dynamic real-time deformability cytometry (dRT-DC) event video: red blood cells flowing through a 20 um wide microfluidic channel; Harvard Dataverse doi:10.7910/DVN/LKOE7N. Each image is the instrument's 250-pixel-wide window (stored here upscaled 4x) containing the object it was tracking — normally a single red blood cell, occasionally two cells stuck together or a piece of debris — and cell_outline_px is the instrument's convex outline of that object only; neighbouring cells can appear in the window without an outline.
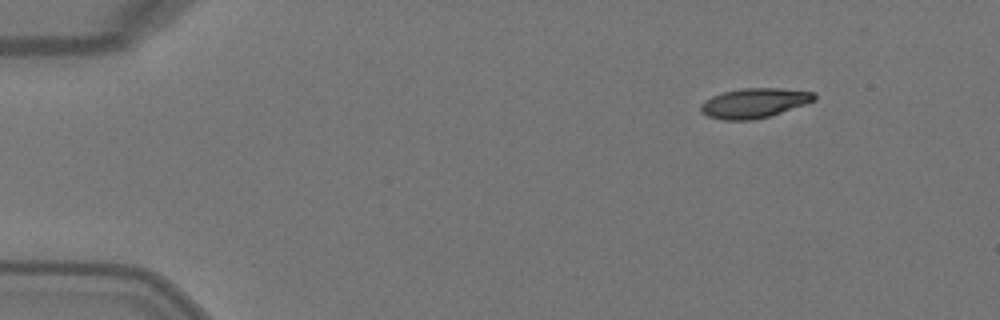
{"species": "Egyptian fruit bat (a non-hibernating species)", "species_latin": "Rousettus aegyptiacus", "temperature_condition": "warm", "stored_images_in_passage": 3, "camera_frame_rate_fps": 3000, "um_per_image_px": 0.085, "animal": {"sex": "female"}, "frame": {"image": 1, "passage_image": 1, "time_ms": 0.0, "image_size_px": [1000, 320], "cell_outline_px": [[816, 100], [772, 116], [752, 120], [724, 120], [708, 116], [700, 112], [700, 104], [704, 100], [712, 96], [724, 92], [744, 88], [780, 88], [816, 92]], "centroid_in_image_um": [64.12, 8.76], "position_along_channel_um": 20.9, "area_um2": 19.83}}